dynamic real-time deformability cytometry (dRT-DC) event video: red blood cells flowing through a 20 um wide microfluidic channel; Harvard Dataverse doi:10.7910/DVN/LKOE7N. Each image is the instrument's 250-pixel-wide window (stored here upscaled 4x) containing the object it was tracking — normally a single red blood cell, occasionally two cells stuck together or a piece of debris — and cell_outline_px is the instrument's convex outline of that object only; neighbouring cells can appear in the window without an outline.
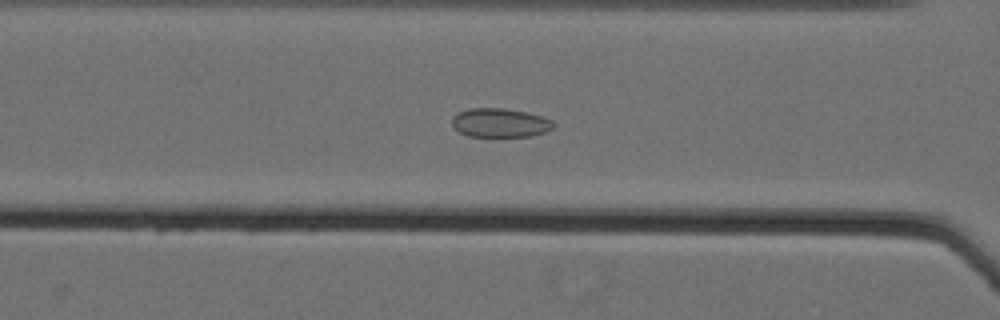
{"species": "Egyptian fruit bat (a non-hibernating species)", "species_latin": "Rousettus aegyptiacus", "temperature_condition": "cold", "stored_images_in_passage": 62, "camera_frame_rate_fps": 3000, "um_per_image_px": 0.085, "animal": {"sex": "female"}, "frame": {"image": 1, "passage_image": 30, "time_ms": 9.667, "image_size_px": [1000, 320], "cell_outline_px": [[556, 124], [552, 128], [544, 132], [528, 136], [468, 136], [460, 132], [452, 124], [452, 116], [468, 108], [504, 108], [528, 112], [544, 116], [552, 120]], "centroid_in_image_um": [42.53, 10.42], "position_along_channel_um": 124.1, "area_um2": 17.11}}
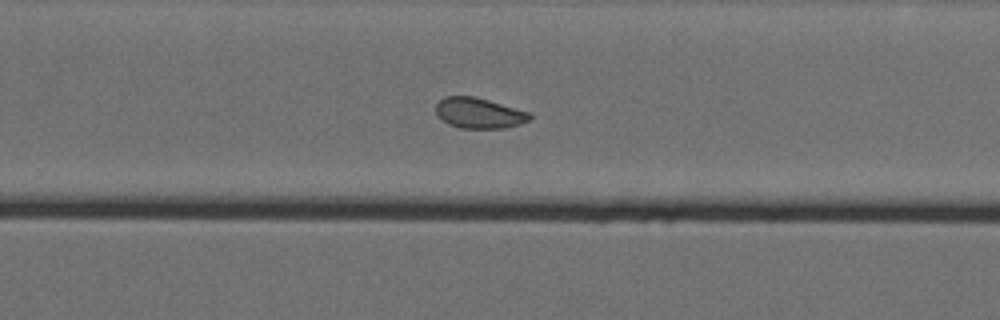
{"frame": {"image": 2, "passage_image": 44, "time_ms": 14.333, "image_size_px": [1000, 320], "cell_outline_px": [[532, 120], [520, 124], [504, 128], [460, 128], [448, 124], [436, 112], [436, 104], [444, 96], [472, 96], [488, 100], [532, 112]], "centroid_in_image_um": [40.77, 9.61], "position_along_channel_um": 289.0, "area_um2": 16.76}}
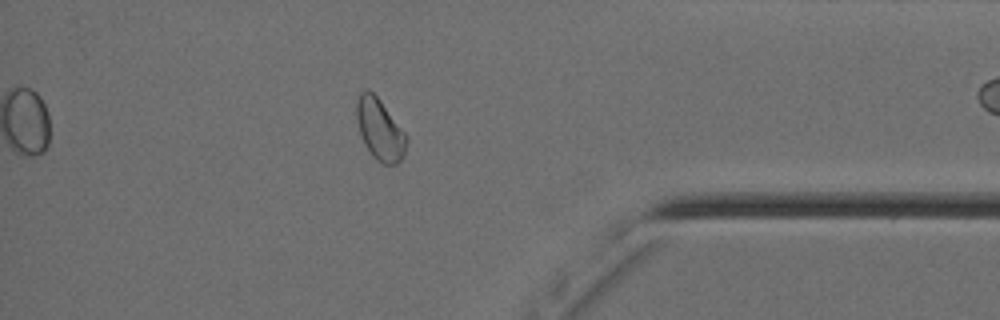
{"frame": {"image": 3, "passage_image": 55, "time_ms": 18.0, "image_size_px": [1000, 320], "cell_outline_px": [[408, 140], [404, 156], [396, 164], [384, 164], [376, 160], [372, 156], [364, 144], [360, 136], [356, 120], [356, 100], [360, 92], [364, 88], [368, 88], [380, 100], [408, 136]], "centroid_in_image_um": [32.27, 11.0], "position_along_channel_um": 402.9, "area_um2": 18.15}, "authors_computed_cell_mechanics": {"area_um2": 18.6694, "velocity_mm_per_s": 3.5496, "shape_relaxation_time_tau1_ms": null, "shape_relaxation_time_tau2_ms": 2.4255, "deformation_change_tau1": null, "deformation_change_tau2": 0.0665}}